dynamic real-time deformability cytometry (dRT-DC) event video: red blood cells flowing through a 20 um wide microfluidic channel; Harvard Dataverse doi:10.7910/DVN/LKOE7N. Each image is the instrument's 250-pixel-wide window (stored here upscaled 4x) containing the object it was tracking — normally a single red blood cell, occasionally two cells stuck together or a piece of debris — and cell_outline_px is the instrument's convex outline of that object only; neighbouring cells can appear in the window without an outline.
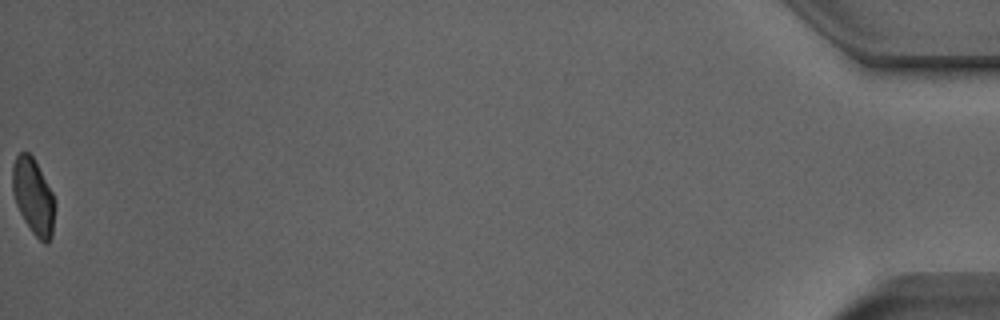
{"species": "Egyptian fruit bat (a non-hibernating species)", "species_latin": "Rousettus aegyptiacus", "temperature_condition": "room temperature", "stored_images_in_passage": 45, "camera_frame_rate_fps": 3000, "um_per_image_px": 0.085, "animal": {"sex": "male"}, "frame": {"image": 1, "passage_image": 45, "time_ms": 14.667, "image_size_px": [1000, 320], "cell_outline_px": [[56, 204], [52, 236], [48, 244], [44, 244], [32, 232], [24, 220], [16, 204], [12, 192], [12, 164], [16, 156], [20, 152], [28, 152], [32, 156], [52, 192]], "centroid_in_image_um": [2.84, 16.72], "position_along_channel_um": 432.4, "area_um2": 18.84}, "authors_computed_cell_mechanics": {"area_um2": 19.941, "velocity_mm_per_s": 3.977, "shape_relaxation_time_tau1_ms": 3.6989, "shape_relaxation_time_tau2_ms": 2.4725, "deformation_change_tau1": 0.1358, "deformation_change_tau2": 0.0813}}